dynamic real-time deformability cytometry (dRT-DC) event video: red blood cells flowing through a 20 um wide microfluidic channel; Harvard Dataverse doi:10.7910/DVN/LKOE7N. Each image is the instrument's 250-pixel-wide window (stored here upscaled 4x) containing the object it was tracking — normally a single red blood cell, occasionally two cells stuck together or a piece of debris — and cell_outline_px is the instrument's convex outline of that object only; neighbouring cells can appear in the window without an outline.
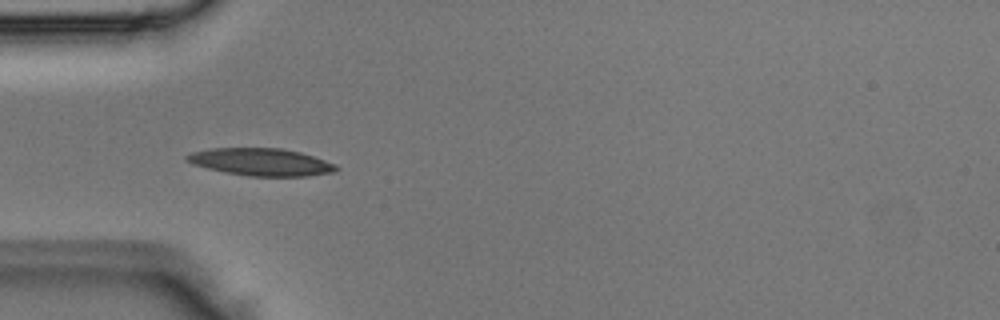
{"species": "Egyptian fruit bat (a non-hibernating species)", "species_latin": "Rousettus aegyptiacus", "temperature_condition": "room temperature", "stored_images_in_passage": 3, "camera_frame_rate_fps": 3000, "um_per_image_px": 0.085, "animal": {"sex": "male"}, "frame": {"image": 1, "passage_image": 3, "time_ms": 0.667, "image_size_px": [1000, 320], "cell_outline_px": [[340, 168], [336, 172], [308, 176], [248, 176], [208, 168], [192, 164], [184, 160], [184, 156], [192, 152], [212, 148], [280, 148], [300, 152], [336, 164]], "centroid_in_image_um": [22.2, 13.77], "position_along_channel_um": 62.8, "area_um2": 23.81}}